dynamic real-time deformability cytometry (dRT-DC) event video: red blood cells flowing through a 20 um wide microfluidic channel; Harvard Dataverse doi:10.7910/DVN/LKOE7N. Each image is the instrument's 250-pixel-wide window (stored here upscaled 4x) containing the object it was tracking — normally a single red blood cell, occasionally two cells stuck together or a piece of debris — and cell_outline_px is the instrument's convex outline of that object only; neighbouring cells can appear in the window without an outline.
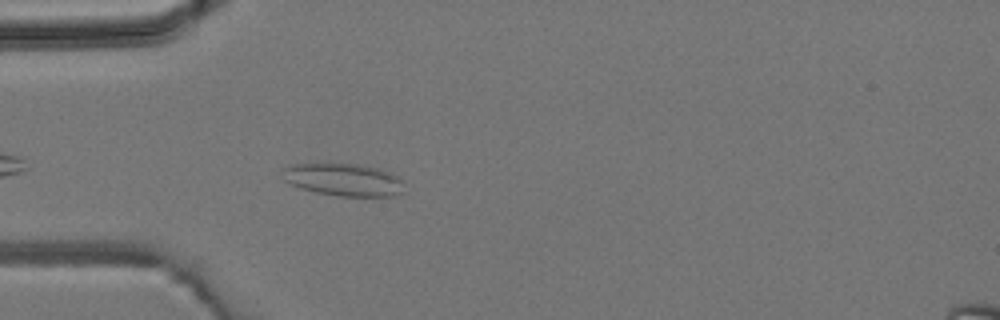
{"species": "common noctule bat (a hibernating species)", "species_latin": "Nyctalus noctula", "temperature_condition": "room temperature", "stored_images_in_passage": 3, "camera_frame_rate_fps": 3000, "um_per_image_px": 0.085, "animal": {"sex": "male", "body_mass_g": 19.2, "forearm_length_mm": 51.8}, "frame": {"image": 1, "passage_image": 3, "time_ms": 3.333, "image_size_px": [1000, 320], "cell_outline_px": [[404, 192], [392, 196], [340, 196], [316, 192], [300, 188], [284, 180], [280, 168], [288, 164], [356, 164], [376, 168], [388, 172], [396, 176], [400, 180]], "centroid_in_image_um": [29.13, 15.27], "position_along_channel_um": 55.9, "area_um2": 22.89}}